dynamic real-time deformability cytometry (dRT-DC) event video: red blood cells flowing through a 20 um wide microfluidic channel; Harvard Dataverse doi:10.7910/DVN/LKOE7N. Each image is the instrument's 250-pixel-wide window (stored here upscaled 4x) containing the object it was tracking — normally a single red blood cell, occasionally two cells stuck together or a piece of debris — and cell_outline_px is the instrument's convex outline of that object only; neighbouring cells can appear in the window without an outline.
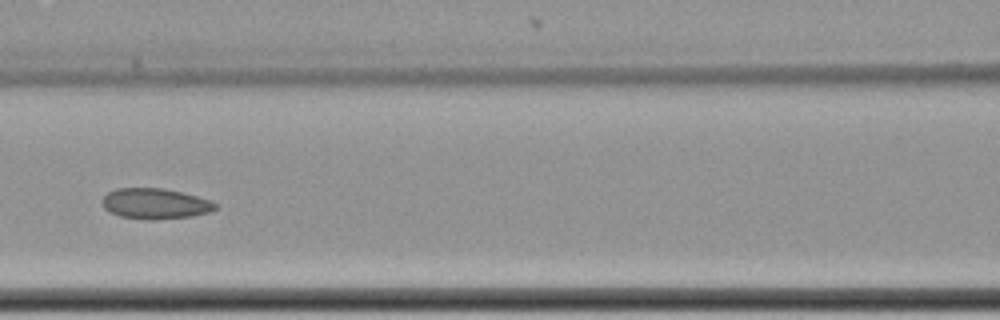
{"species": "common noctule bat (a hibernating species)", "species_latin": "Nyctalus noctula", "temperature_condition": "cold", "stored_images_in_passage": 10, "camera_frame_rate_fps": 3000, "um_per_image_px": 0.085, "animal": {"sex": "female", "body_mass_g": 22.7, "forearm_length_mm": 54.2}, "frame": {"image": 1, "passage_image": 9, "time_ms": 2.667, "image_size_px": [1000, 320], "cell_outline_px": [[216, 208], [212, 212], [192, 216], [152, 220], [148, 220], [120, 216], [104, 208], [104, 196], [108, 192], [116, 188], [164, 188], [196, 196], [208, 200], [216, 204]], "centroid_in_image_um": [13.2, 17.31], "position_along_channel_um": 153.4, "area_um2": 19.94}}
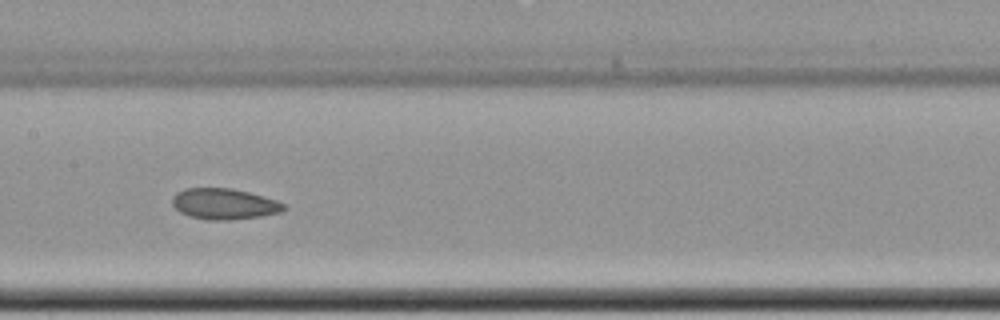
{"frame": {"image": 2, "passage_image": 10, "time_ms": 3.0, "image_size_px": [1000, 320], "cell_outline_px": [[288, 208], [280, 212], [260, 216], [228, 220], [212, 220], [188, 216], [180, 212], [172, 204], [172, 196], [176, 192], [184, 188], [232, 188], [248, 192], [276, 200], [284, 204]], "centroid_in_image_um": [19.03, 17.32], "position_along_channel_um": 188.4, "area_um2": 20.06}}